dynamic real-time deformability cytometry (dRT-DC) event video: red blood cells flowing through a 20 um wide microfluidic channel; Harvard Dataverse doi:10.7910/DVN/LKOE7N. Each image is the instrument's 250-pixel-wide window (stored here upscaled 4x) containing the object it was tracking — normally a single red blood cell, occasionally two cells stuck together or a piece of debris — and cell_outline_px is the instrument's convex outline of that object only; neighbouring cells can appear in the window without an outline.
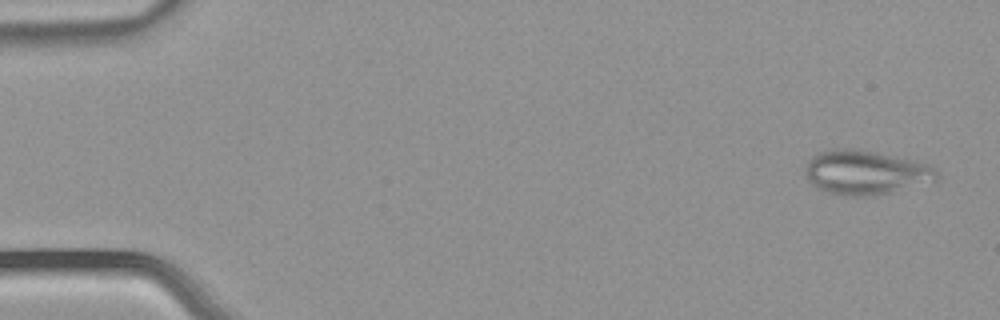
{"species": "common noctule bat (a hibernating species)", "species_latin": "Nyctalus noctula", "temperature_condition": "warm", "stored_images_in_passage": 4, "camera_frame_rate_fps": 3000, "um_per_image_px": 0.085, "animal": {"sex": "male", "body_mass_g": 21.5, "forearm_length_mm": 52.0}, "frame": {"image": 1, "passage_image": 1, "time_ms": 0.0, "image_size_px": [1000, 320], "cell_outline_px": [[940, 172], [936, 180], [892, 192], [872, 196], [852, 196], [832, 192], [820, 188], [812, 184], [804, 176], [804, 168], [808, 160], [816, 152], [832, 148], [856, 148], [916, 160], [928, 164], [936, 168]], "centroid_in_image_um": [73.57, 14.62], "position_along_channel_um": 11.4, "area_um2": 34.16}}